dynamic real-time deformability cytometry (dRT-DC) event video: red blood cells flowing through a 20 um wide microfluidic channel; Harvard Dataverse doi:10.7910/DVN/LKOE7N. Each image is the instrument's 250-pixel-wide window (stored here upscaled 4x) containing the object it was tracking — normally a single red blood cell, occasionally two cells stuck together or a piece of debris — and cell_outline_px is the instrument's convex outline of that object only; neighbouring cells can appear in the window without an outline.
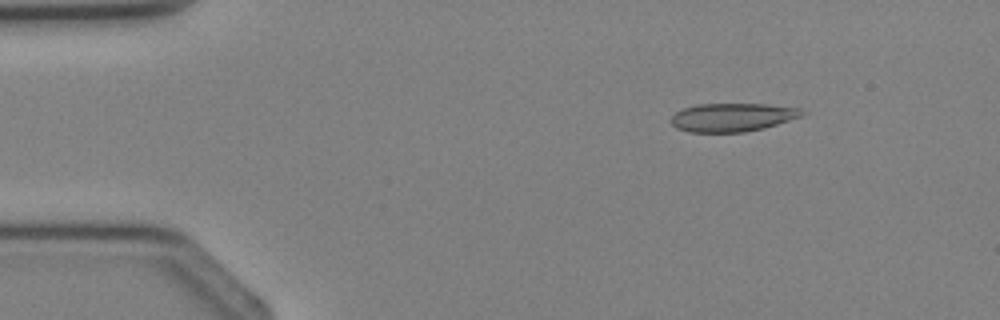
{"species": "Egyptian fruit bat (a non-hibernating species)", "species_latin": "Rousettus aegyptiacus", "temperature_condition": "cold", "stored_images_in_passage": 2, "camera_frame_rate_fps": 3000, "um_per_image_px": 0.085, "animal": {"sex": "female"}, "frame": {"image": 1, "passage_image": 1, "time_ms": 0.0, "image_size_px": [1000, 320], "cell_outline_px": [[808, 112], [800, 116], [764, 128], [744, 132], [688, 132], [676, 128], [672, 124], [672, 116], [676, 112], [684, 108], [696, 104], [768, 104], [800, 108]], "centroid_in_image_um": [62.25, 9.96], "position_along_channel_um": 22.7, "area_um2": 21.62}}